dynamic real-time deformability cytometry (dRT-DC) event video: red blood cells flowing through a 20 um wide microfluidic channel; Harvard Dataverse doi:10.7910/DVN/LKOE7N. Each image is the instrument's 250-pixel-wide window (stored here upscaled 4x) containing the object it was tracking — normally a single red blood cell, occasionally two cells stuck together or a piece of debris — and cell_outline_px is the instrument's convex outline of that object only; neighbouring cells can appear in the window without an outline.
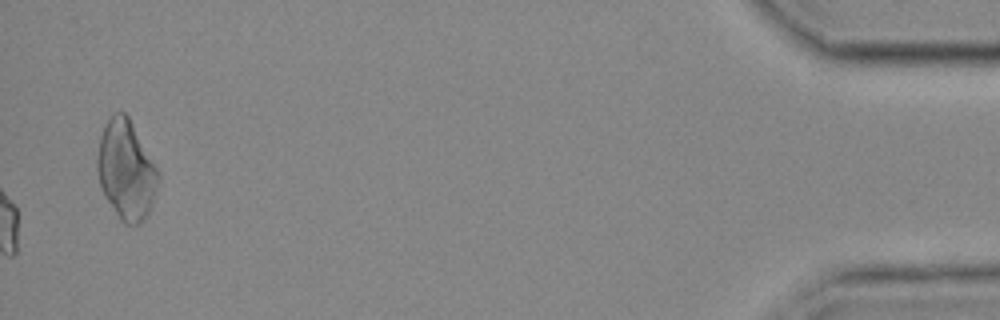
{"species": "common noctule bat (a hibernating species)", "species_latin": "Nyctalus noctula", "temperature_condition": "cold", "stored_images_in_passage": 58, "camera_frame_rate_fps": 3000, "um_per_image_px": 0.085, "animal": {"sex": "female", "body_mass_g": 25.1}, "frame": {"image": 1, "passage_image": 58, "time_ms": 19.0, "image_size_px": [1000, 320], "cell_outline_px": [[160, 180], [156, 192], [148, 212], [144, 220], [136, 224], [124, 224], [120, 220], [104, 196], [100, 188], [96, 168], [96, 160], [100, 136], [108, 120], [116, 112], [124, 112], [128, 116], [156, 168], [160, 176]], "centroid_in_image_um": [10.7, 14.49], "position_along_channel_um": 424.5, "area_um2": 34.85}, "authors_computed_cell_mechanics": {"area_um2": 18.5538, "velocity_mm_per_s": 3.6229, "shape_relaxation_time_tau1_ms": null, "shape_relaxation_time_tau2_ms": 7.4755, "deformation_change_tau1": null, "deformation_change_tau2": 0.0978}}